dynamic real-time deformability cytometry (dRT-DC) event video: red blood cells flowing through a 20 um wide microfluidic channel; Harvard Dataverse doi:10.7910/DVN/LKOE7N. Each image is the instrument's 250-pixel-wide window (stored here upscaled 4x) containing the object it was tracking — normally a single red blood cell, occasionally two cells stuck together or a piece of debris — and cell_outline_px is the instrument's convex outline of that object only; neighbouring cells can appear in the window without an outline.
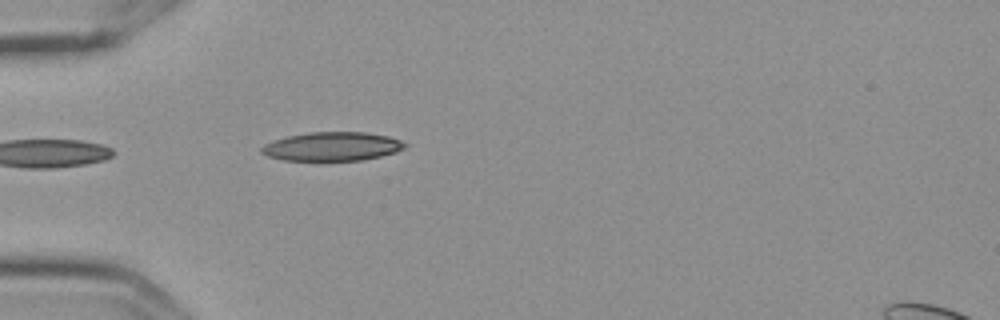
{"species": "Egyptian fruit bat (a non-hibernating species)", "species_latin": "Rousettus aegyptiacus", "temperature_condition": "cold", "stored_images_in_passage": 2, "camera_frame_rate_fps": 3000, "um_per_image_px": 0.085, "frame": {"image": 1, "passage_image": 2, "time_ms": 0.333, "image_size_px": [1000, 320], "cell_outline_px": [[408, 144], [404, 148], [396, 152], [380, 156], [360, 160], [320, 164], [284, 160], [268, 156], [260, 152], [260, 148], [264, 144], [272, 140], [288, 136], [308, 132], [368, 132], [388, 136], [400, 140]], "centroid_in_image_um": [28.18, 12.49], "position_along_channel_um": 56.8, "area_um2": 25.14}}